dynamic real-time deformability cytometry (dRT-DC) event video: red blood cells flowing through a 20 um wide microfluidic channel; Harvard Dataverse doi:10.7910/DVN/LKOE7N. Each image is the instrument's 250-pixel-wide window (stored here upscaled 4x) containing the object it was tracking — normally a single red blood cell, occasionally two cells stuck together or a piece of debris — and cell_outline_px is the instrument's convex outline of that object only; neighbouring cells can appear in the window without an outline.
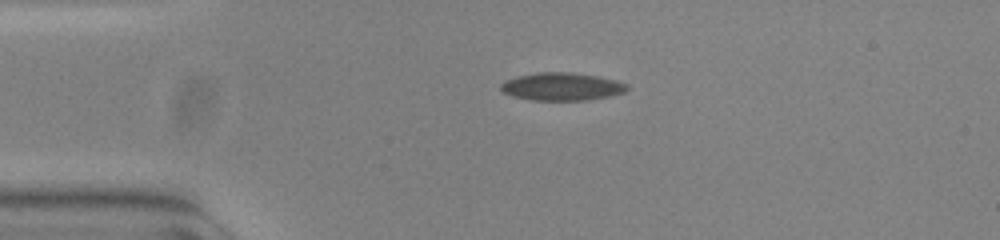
{"species": "common noctule bat (a hibernating species)", "species_latin": "Nyctalus noctula", "temperature_condition": "warm", "stored_images_in_passage": 43, "camera_frame_rate_fps": 3000, "um_per_image_px": 0.085, "animal": {"sex": "female", "body_mass_g": 23.0, "forearm_length_mm": 53.4}, "frame": {"image": 1, "passage_image": 1, "time_ms": 0.0, "image_size_px": [1000, 240], "cell_outline_px": [[628, 88], [624, 92], [608, 96], [588, 100], [532, 100], [512, 96], [504, 92], [500, 88], [500, 84], [504, 80], [536, 72], [568, 72], [596, 76], [616, 80], [628, 84]], "centroid_in_image_um": [47.74, 7.36], "position_along_channel_um": 37.3, "area_um2": 20.35}}
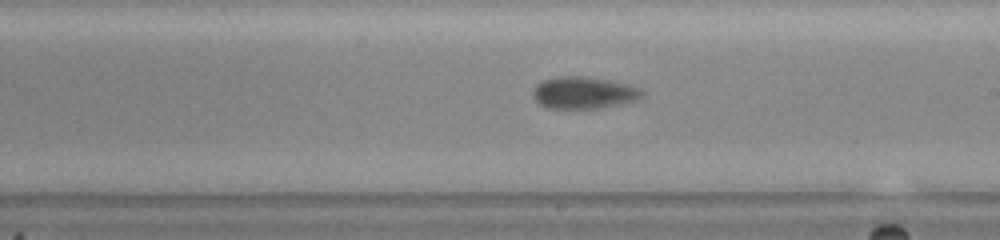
{"frame": {"image": 2, "passage_image": 20, "time_ms": 6.333, "image_size_px": [1000, 240], "cell_outline_px": [[644, 96], [636, 100], [600, 108], [548, 108], [540, 104], [532, 96], [532, 92], [536, 84], [544, 80], [556, 76], [592, 76], [616, 80], [632, 84], [640, 88], [644, 92]], "centroid_in_image_um": [49.66, 7.85], "position_along_channel_um": 239.3, "area_um2": 20.81}}
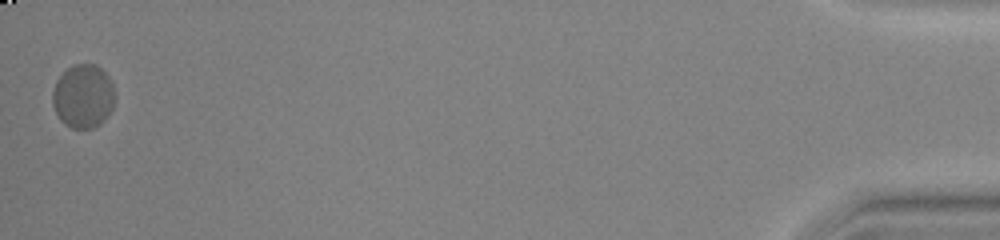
{"frame": {"image": 3, "passage_image": 43, "time_ms": 14.0, "image_size_px": [1000, 240], "cell_outline_px": [[116, 100], [112, 108], [104, 120], [100, 124], [92, 128], [72, 128], [64, 124], [60, 120], [52, 104], [52, 92], [56, 80], [72, 64], [96, 64], [108, 76], [112, 84], [116, 96]], "centroid_in_image_um": [7.07, 8.18], "position_along_channel_um": 428.1, "area_um2": 23.29}, "authors_computed_cell_mechanics": {"area_um2": 20.808, "velocity_mm_per_s": 3.7309, "shape_relaxation_time_tau1_ms": 3.7114, "shape_relaxation_time_tau2_ms": null, "deformation_change_tau1": 0.1115, "deformation_change_tau2": null}}